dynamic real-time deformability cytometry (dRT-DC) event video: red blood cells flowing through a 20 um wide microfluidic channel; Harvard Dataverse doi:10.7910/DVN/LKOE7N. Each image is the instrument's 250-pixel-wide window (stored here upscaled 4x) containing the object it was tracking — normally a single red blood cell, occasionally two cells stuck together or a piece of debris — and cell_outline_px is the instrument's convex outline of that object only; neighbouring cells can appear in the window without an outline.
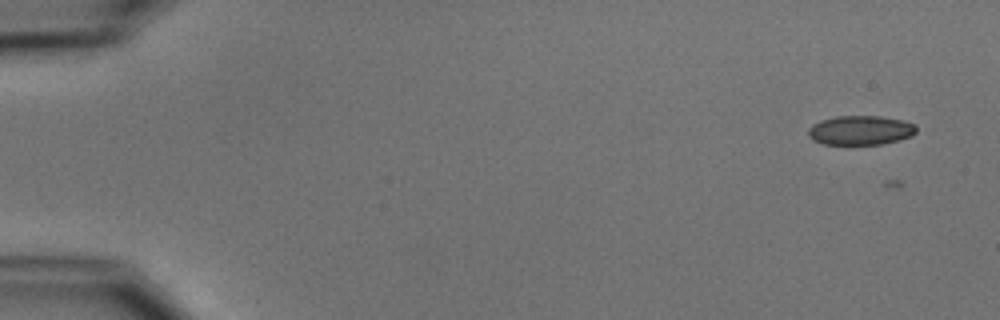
{"species": "common noctule bat (a hibernating species)", "species_latin": "Nyctalus noctula", "temperature_condition": "cold", "stored_images_in_passage": 4, "camera_frame_rate_fps": 3000, "um_per_image_px": 0.085, "animal": {"sex": "male", "body_mass_g": 15.6}, "frame": {"image": 1, "passage_image": 1, "time_ms": 0.0, "image_size_px": [1000, 320], "cell_outline_px": [[916, 132], [912, 136], [880, 144], [824, 144], [812, 140], [808, 136], [808, 128], [812, 124], [820, 120], [836, 116], [880, 116], [904, 120], [916, 124]], "centroid_in_image_um": [73.12, 11.06], "position_along_channel_um": 11.9, "area_um2": 18.55}}